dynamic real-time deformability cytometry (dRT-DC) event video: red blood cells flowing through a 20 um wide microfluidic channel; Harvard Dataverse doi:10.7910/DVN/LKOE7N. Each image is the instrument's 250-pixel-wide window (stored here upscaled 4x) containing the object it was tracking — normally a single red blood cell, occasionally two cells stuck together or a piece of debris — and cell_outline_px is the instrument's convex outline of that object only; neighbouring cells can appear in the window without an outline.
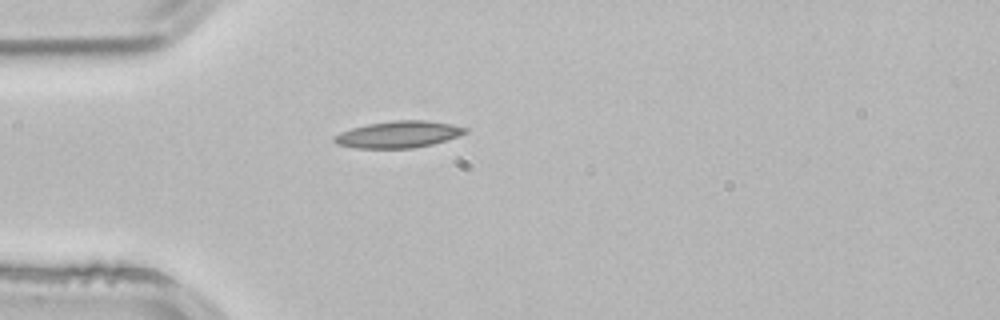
{"species": "common noctule bat (a hibernating species)", "species_latin": "Nyctalus noctula", "temperature_condition": "room temperature", "stored_images_in_passage": 1, "camera_frame_rate_fps": 3000, "um_per_image_px": 0.085, "animal": {"sex": "male", "body_mass_g": 21.5, "forearm_length_mm": 52.0}, "frame": {"image": 1, "passage_image": 1, "time_ms": 0.0, "image_size_px": [1000, 320], "cell_outline_px": [[468, 132], [432, 144], [412, 148], [356, 148], [336, 144], [332, 140], [332, 136], [340, 132], [352, 128], [368, 124], [392, 120], [424, 120], [452, 124], [468, 128]], "centroid_in_image_um": [33.82, 11.42], "position_along_channel_um": 51.2, "area_um2": 20.35}}